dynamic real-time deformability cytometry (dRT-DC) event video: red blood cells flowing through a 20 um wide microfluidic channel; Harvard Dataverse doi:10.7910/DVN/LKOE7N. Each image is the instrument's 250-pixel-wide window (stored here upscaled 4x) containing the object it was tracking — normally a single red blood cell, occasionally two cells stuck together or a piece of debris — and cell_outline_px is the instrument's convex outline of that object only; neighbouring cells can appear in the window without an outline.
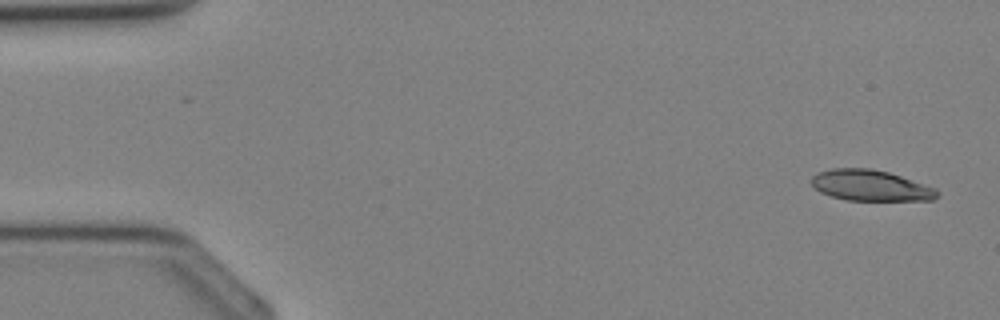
{"species": "Egyptian fruit bat (a non-hibernating species)", "species_latin": "Rousettus aegyptiacus", "temperature_condition": "cold", "stored_images_in_passage": 36, "camera_frame_rate_fps": 3000, "um_per_image_px": 0.085, "animal": {"sex": "female"}, "frame": {"image": 1, "passage_image": 2, "time_ms": 0.333, "image_size_px": [1000, 320], "cell_outline_px": [[940, 192], [932, 200], [848, 200], [832, 196], [820, 192], [812, 184], [812, 176], [820, 172], [832, 168], [872, 168], [888, 172], [936, 188]], "centroid_in_image_um": [74.0, 15.76], "position_along_channel_um": 11.0, "area_um2": 22.37}}
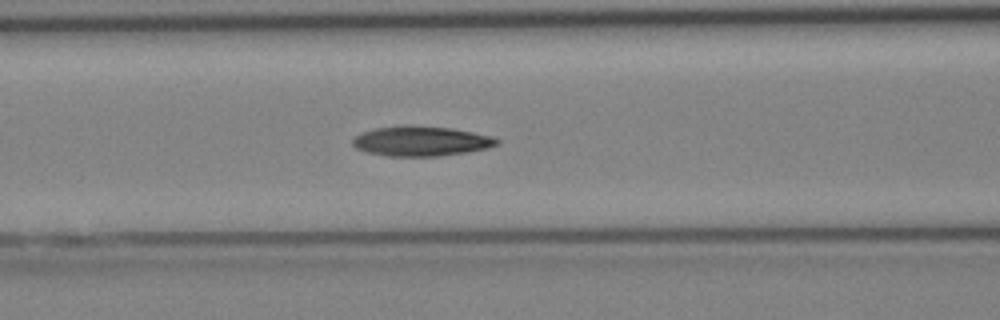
{"frame": {"image": 2, "passage_image": 15, "time_ms": 4.667, "image_size_px": [1000, 320], "cell_outline_px": [[500, 144], [488, 148], [464, 152], [436, 156], [388, 156], [368, 152], [356, 148], [352, 144], [352, 140], [356, 136], [364, 132], [376, 128], [404, 124], [452, 128], [492, 136], [500, 140]], "centroid_in_image_um": [35.81, 11.98], "position_along_channel_um": 130.8, "area_um2": 25.09}}
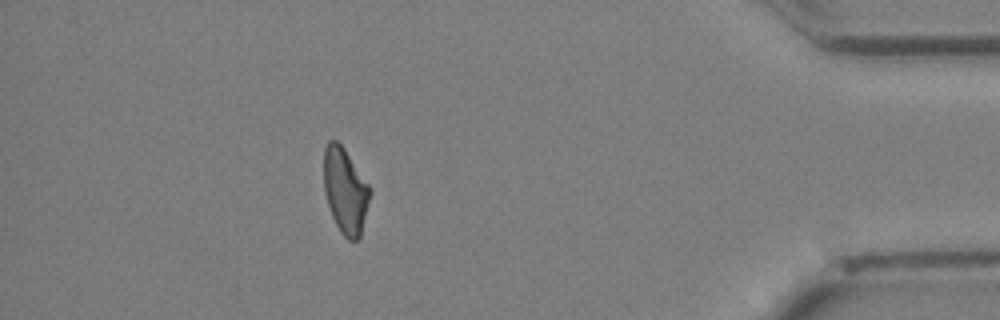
{"frame": {"image": 3, "passage_image": 32, "time_ms": 10.333, "image_size_px": [1000, 320], "cell_outline_px": [[372, 192], [360, 236], [356, 240], [348, 240], [340, 232], [332, 216], [324, 192], [324, 148], [328, 140], [336, 140], [344, 148], [368, 184]], "centroid_in_image_um": [29.34, 16.21], "position_along_channel_um": 405.9, "area_um2": 22.89}}